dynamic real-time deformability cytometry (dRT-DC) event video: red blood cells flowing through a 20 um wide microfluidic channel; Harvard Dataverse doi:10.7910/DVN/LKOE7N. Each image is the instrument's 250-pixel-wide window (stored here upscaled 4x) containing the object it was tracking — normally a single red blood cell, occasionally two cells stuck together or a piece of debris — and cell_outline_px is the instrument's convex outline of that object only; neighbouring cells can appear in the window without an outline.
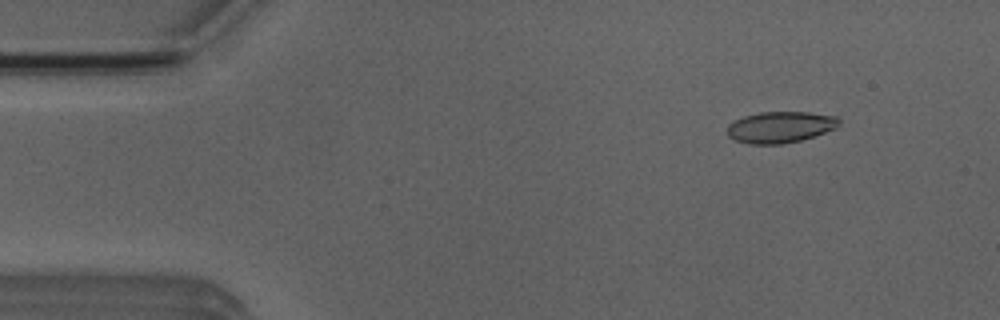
{"species": "Egyptian fruit bat (a non-hibernating species)", "species_latin": "Rousettus aegyptiacus", "temperature_condition": "room temperature", "stored_images_in_passage": 6, "camera_frame_rate_fps": 3000, "um_per_image_px": 0.085, "animal": {"sex": "male"}, "frame": {"image": 1, "passage_image": 1, "time_ms": 0.0, "image_size_px": [1000, 320], "cell_outline_px": [[840, 124], [836, 128], [816, 136], [800, 140], [780, 144], [748, 144], [736, 140], [728, 136], [728, 124], [744, 116], [760, 112], [808, 112], [836, 116], [840, 120]], "centroid_in_image_um": [66.35, 10.8], "position_along_channel_um": 18.7, "area_um2": 20.4}}
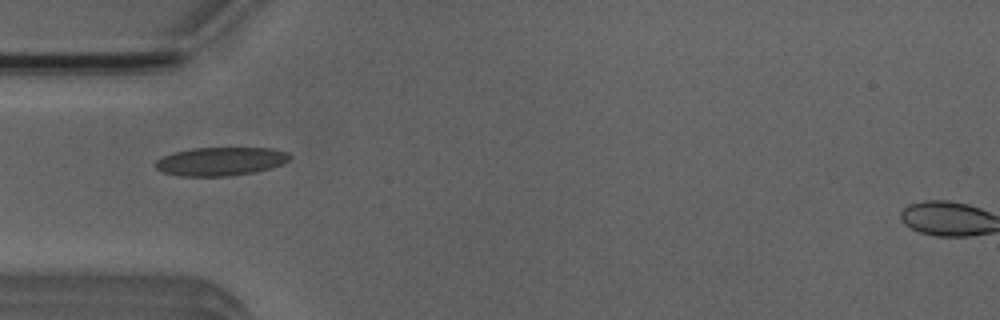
{"frame": {"image": 2, "passage_image": 4, "time_ms": 3.333, "image_size_px": [1000, 320], "cell_outline_px": [[292, 156], [284, 164], [252, 172], [232, 176], [180, 176], [164, 172], [156, 168], [156, 160], [160, 156], [172, 152], [192, 148], [272, 148], [288, 152]], "centroid_in_image_um": [18.74, 13.71], "position_along_channel_um": 66.3, "area_um2": 22.37}}